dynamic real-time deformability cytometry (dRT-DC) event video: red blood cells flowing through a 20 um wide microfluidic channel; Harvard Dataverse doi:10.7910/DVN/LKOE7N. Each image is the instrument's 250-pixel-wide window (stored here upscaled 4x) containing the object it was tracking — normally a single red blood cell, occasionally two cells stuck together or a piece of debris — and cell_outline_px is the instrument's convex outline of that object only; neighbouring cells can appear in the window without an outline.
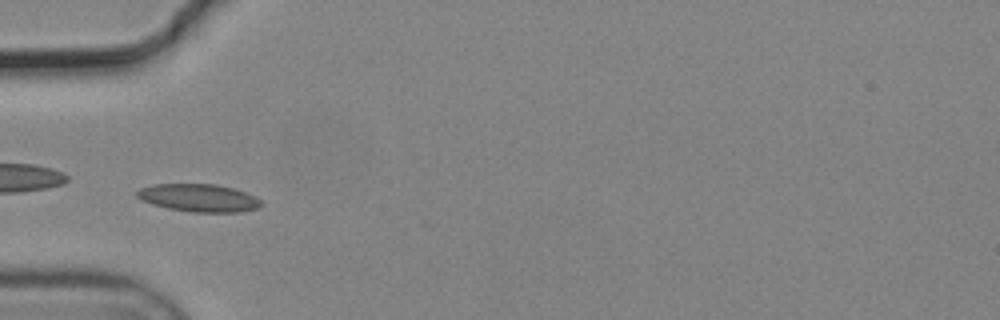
{"species": "common noctule bat (a hibernating species)", "species_latin": "Nyctalus noctula", "temperature_condition": "cold", "stored_images_in_passage": 4, "camera_frame_rate_fps": 3000, "um_per_image_px": 0.085, "animal": {"sex": "male", "body_mass_g": 19.2, "forearm_length_mm": 51.8}, "frame": {"image": 1, "passage_image": 1, "time_ms": 0.0, "image_size_px": [1000, 320], "cell_outline_px": [[264, 204], [256, 208], [240, 212], [192, 212], [168, 208], [152, 204], [140, 200], [136, 196], [136, 192], [140, 188], [152, 184], [216, 184], [232, 188], [256, 196]], "centroid_in_image_um": [16.88, 16.82], "position_along_channel_um": 68.1, "area_um2": 20.11}}